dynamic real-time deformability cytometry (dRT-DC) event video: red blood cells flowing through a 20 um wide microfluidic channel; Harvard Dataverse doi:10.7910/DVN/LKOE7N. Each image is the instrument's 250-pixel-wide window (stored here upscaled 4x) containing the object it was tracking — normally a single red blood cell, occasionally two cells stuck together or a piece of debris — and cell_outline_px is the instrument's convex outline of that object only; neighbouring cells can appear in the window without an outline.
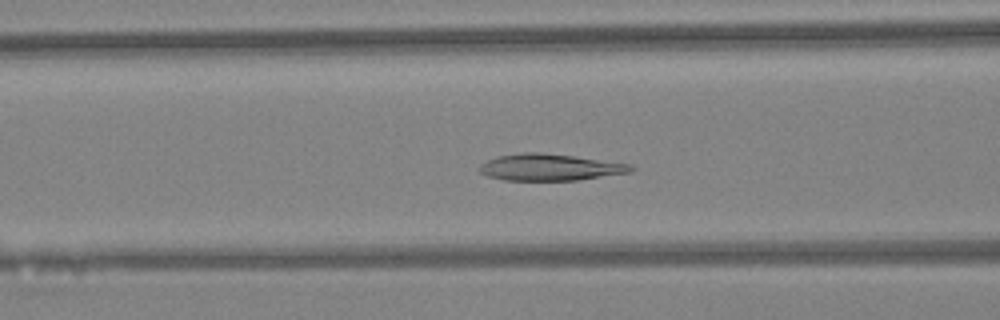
{"species": "Egyptian fruit bat (a non-hibernating species)", "species_latin": "Rousettus aegyptiacus", "temperature_condition": "warm", "stored_images_in_passage": 46, "camera_frame_rate_fps": 3000, "um_per_image_px": 0.085, "animal": {"sex": "female"}, "frame": {"image": 1, "passage_image": 19, "time_ms": 6.0, "image_size_px": [1000, 320], "cell_outline_px": [[636, 168], [632, 172], [576, 180], [504, 180], [488, 176], [480, 172], [476, 168], [480, 164], [496, 156], [524, 152], [540, 152], [572, 156], [632, 164]], "centroid_in_image_um": [46.73, 14.21], "position_along_channel_um": 119.9, "area_um2": 23.52}}
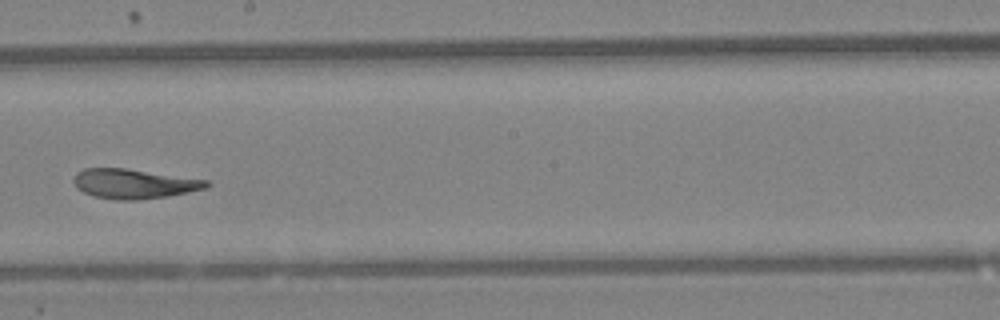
{"frame": {"image": 2, "passage_image": 27, "time_ms": 8.667, "image_size_px": [1000, 320], "cell_outline_px": [[212, 184], [208, 188], [168, 196], [136, 200], [116, 200], [92, 196], [76, 188], [72, 180], [76, 172], [84, 168], [124, 168], [208, 180]], "centroid_in_image_um": [11.37, 15.62], "position_along_channel_um": 236.8, "area_um2": 23.06}}
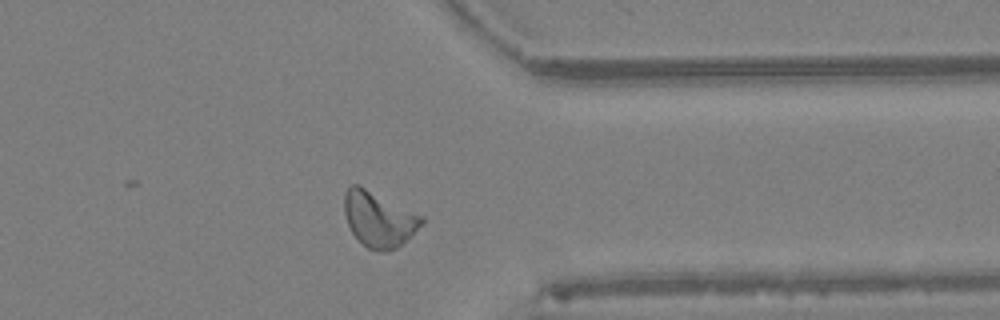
{"frame": {"image": 3, "passage_image": 37, "time_ms": 12.0, "image_size_px": [1000, 320], "cell_outline_px": [[424, 220], [396, 248], [388, 252], [376, 252], [368, 248], [352, 232], [348, 224], [344, 212], [344, 192], [352, 184], [356, 184], [424, 216]], "centroid_in_image_um": [32.16, 18.63], "position_along_channel_um": 379.2, "area_um2": 24.28}, "authors_computed_cell_mechanics": {"area_um2": 23.9292, "velocity_mm_per_s": 4.4095, "shape_relaxation_time_tau1_ms": 6.9049, "shape_relaxation_time_tau2_ms": 1.9118, "deformation_change_tau1": 0.2039, "deformation_change_tau2": 0.0754}}